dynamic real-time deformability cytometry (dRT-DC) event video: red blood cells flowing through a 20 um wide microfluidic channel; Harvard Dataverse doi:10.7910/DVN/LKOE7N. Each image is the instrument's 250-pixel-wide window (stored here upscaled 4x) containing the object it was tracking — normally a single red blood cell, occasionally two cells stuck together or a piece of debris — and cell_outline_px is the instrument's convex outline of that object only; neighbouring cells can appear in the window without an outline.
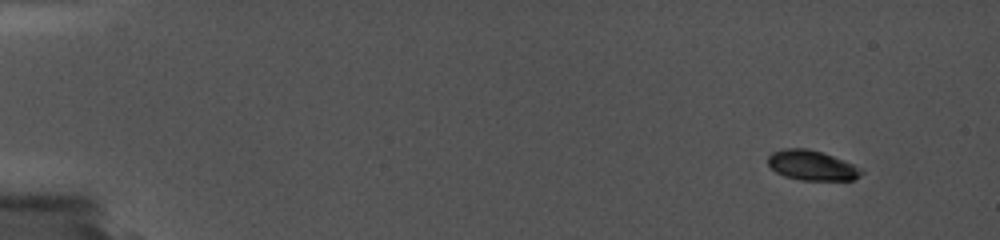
{"species": "common noctule bat (a hibernating species)", "species_latin": "Nyctalus noctula", "temperature_condition": "cold", "stored_images_in_passage": 57, "camera_frame_rate_fps": 5000, "um_per_image_px": 0.085, "animal": {"sex": "female", "body_mass_g": 19.0, "forearm_length_mm": 56.7}, "frame": {"image": 1, "passage_image": 1, "time_ms": 0.0, "image_size_px": [1000, 240], "cell_outline_px": [[864, 172], [860, 176], [852, 180], [800, 180], [784, 176], [776, 172], [768, 164], [768, 156], [772, 152], [784, 148], [808, 148], [832, 156], [864, 168]], "centroid_in_image_um": [69.02, 14.06], "position_along_channel_um": 16.0, "area_um2": 16.36}}
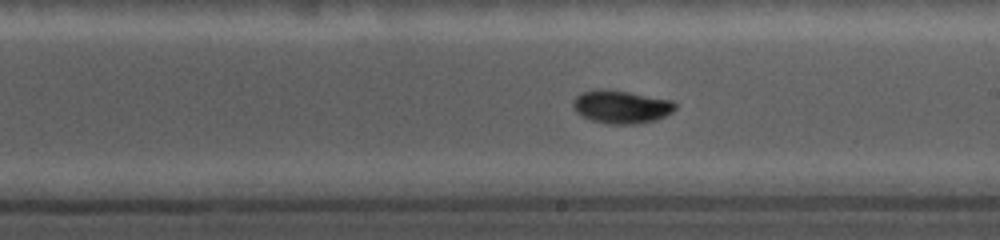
{"frame": {"image": 2, "passage_image": 36, "time_ms": 9.8, "image_size_px": [1000, 240], "cell_outline_px": [[676, 108], [672, 112], [664, 116], [652, 120], [632, 124], [608, 124], [592, 120], [580, 116], [576, 112], [572, 104], [576, 96], [584, 92], [600, 88], [628, 92], [672, 100], [676, 104]], "centroid_in_image_um": [52.78, 9.07], "position_along_channel_um": 236.2, "area_um2": 19.48}}
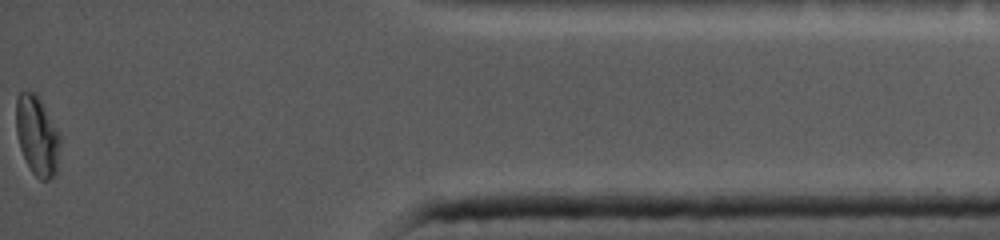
{"frame": {"image": 3, "passage_image": 57, "time_ms": 16.0, "image_size_px": [1000, 240], "cell_outline_px": [[60, 144], [56, 172], [48, 180], [40, 180], [32, 172], [20, 148], [16, 132], [16, 100], [20, 92], [32, 92], [40, 100], [60, 132]], "centroid_in_image_um": [3.16, 11.54], "position_along_channel_um": 432.0, "area_um2": 20.17}}